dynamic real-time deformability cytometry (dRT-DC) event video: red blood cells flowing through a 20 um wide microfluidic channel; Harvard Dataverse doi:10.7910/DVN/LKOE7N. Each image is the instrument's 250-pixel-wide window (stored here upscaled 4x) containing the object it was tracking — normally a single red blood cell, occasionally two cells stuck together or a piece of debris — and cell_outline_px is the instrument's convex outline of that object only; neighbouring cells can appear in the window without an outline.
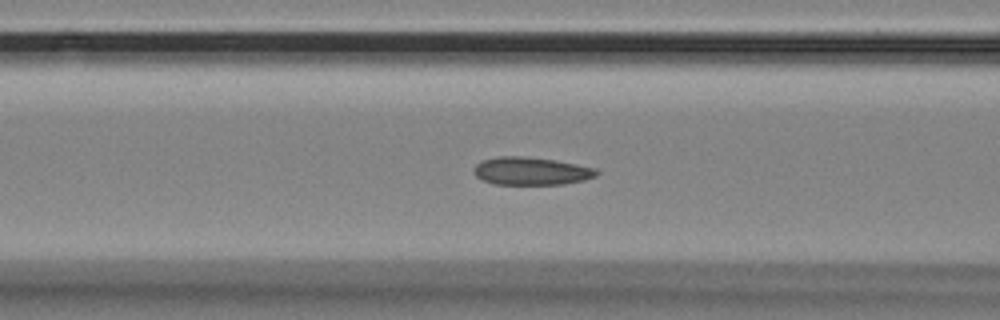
{"species": "Egyptian fruit bat (a non-hibernating species)", "species_latin": "Rousettus aegyptiacus", "temperature_condition": "room temperature", "stored_images_in_passage": 43, "camera_frame_rate_fps": 3000, "um_per_image_px": 0.085, "animal": {"sex": "female"}, "frame": {"image": 1, "passage_image": 7, "time_ms": 2.0, "image_size_px": [1000, 320], "cell_outline_px": [[600, 172], [596, 176], [584, 180], [564, 184], [496, 184], [480, 180], [472, 172], [472, 168], [480, 160], [496, 156], [520, 156], [552, 160], [576, 164], [596, 168]], "centroid_in_image_um": [45.09, 14.54], "position_along_channel_um": 121.5, "area_um2": 20.06}}
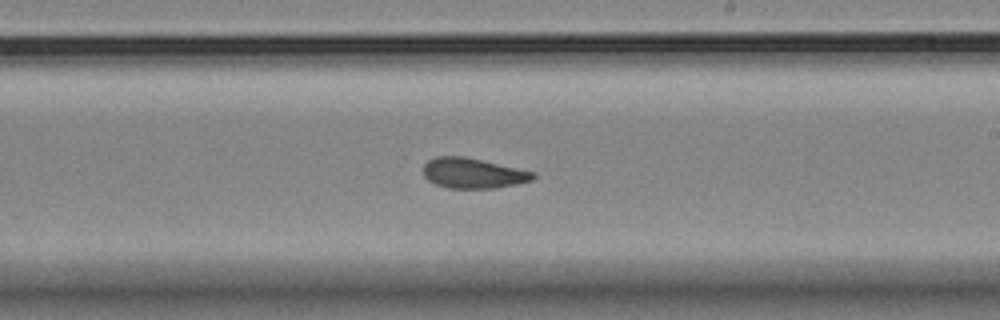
{"frame": {"image": 2, "passage_image": 18, "time_ms": 5.667, "image_size_px": [1000, 320], "cell_outline_px": [[536, 176], [532, 180], [516, 184], [496, 188], [448, 188], [436, 184], [428, 180], [424, 176], [424, 164], [428, 160], [436, 156], [464, 156], [536, 172]], "centroid_in_image_um": [40.21, 14.72], "position_along_channel_um": 248.8, "area_um2": 19.36}}
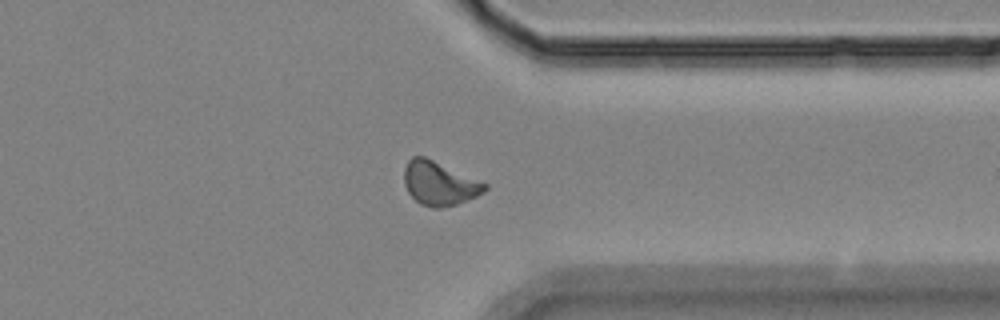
{"frame": {"image": 3, "passage_image": 29, "time_ms": 9.333, "image_size_px": [1000, 320], "cell_outline_px": [[488, 188], [484, 192], [468, 200], [456, 204], [440, 208], [432, 208], [420, 204], [408, 192], [404, 184], [404, 168], [408, 160], [412, 156], [424, 156], [488, 184]], "centroid_in_image_um": [37.33, 15.59], "position_along_channel_um": 374.1, "area_um2": 20.52}, "authors_computed_cell_mechanics": {"area_um2": 19.652, "velocity_mm_per_s": 3.4808, "shape_relaxation_time_tau1_ms": null, "shape_relaxation_time_tau2_ms": 2.0378, "deformation_change_tau1": null, "deformation_change_tau2": 0.0692}}